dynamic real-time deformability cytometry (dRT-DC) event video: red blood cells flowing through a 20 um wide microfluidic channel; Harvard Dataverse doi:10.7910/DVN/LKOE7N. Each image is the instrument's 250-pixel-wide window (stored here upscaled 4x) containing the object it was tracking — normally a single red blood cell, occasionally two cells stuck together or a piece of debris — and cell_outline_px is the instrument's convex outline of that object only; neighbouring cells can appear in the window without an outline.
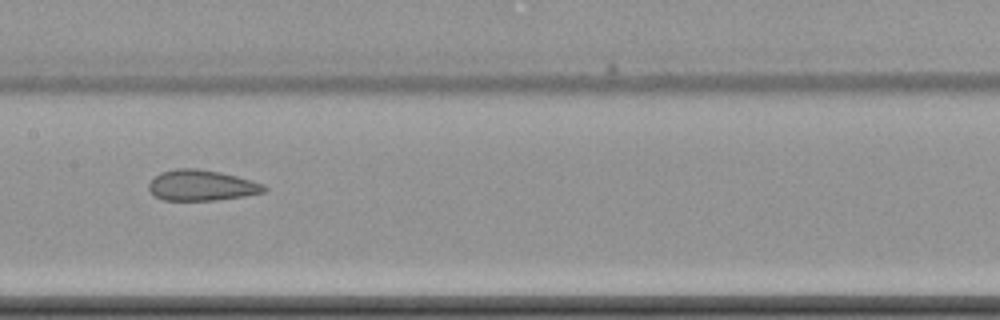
{"species": "common noctule bat (a hibernating species)", "species_latin": "Nyctalus noctula", "temperature_condition": "cold", "stored_images_in_passage": 9, "camera_frame_rate_fps": 3000, "um_per_image_px": 0.085, "animal": {"sex": "female", "body_mass_g": 22.7, "forearm_length_mm": 54.2}, "frame": {"image": 1, "passage_image": 6, "time_ms": 6.0, "image_size_px": [1000, 320], "cell_outline_px": [[268, 188], [264, 192], [244, 196], [216, 200], [164, 200], [156, 196], [148, 188], [148, 184], [160, 172], [176, 168], [196, 168], [220, 172], [252, 180], [264, 184]], "centroid_in_image_um": [17.15, 15.75], "position_along_channel_um": 190.2, "area_um2": 20.58}}
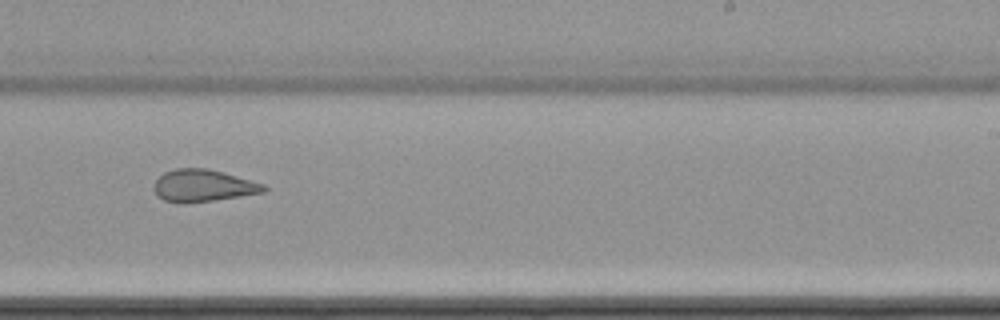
{"frame": {"image": 2, "passage_image": 8, "time_ms": 8.333, "image_size_px": [1000, 320], "cell_outline_px": [[268, 188], [264, 192], [212, 200], [184, 204], [180, 204], [164, 200], [156, 196], [152, 188], [152, 184], [164, 172], [176, 168], [208, 168], [224, 172], [264, 184]], "centroid_in_image_um": [17.2, 15.78], "position_along_channel_um": 271.8, "area_um2": 20.75}}
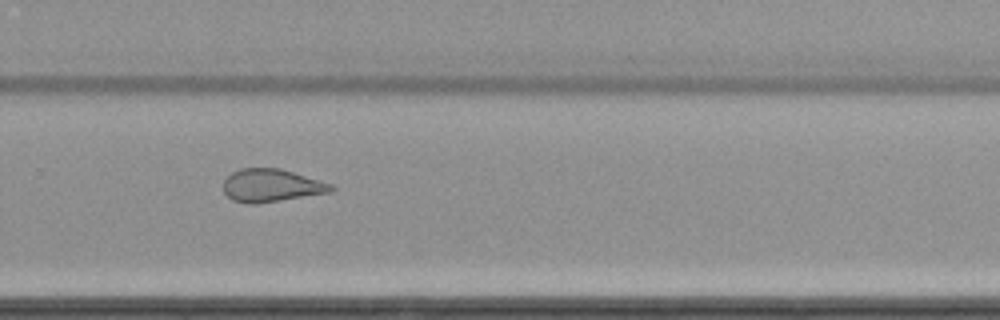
{"frame": {"image": 3, "passage_image": 9, "time_ms": 9.333, "image_size_px": [1000, 320], "cell_outline_px": [[336, 188], [332, 192], [256, 204], [248, 204], [232, 200], [224, 192], [224, 180], [232, 172], [240, 168], [280, 168], [332, 184]], "centroid_in_image_um": [23.07, 15.77], "position_along_channel_um": 306.7, "area_um2": 20.63}}